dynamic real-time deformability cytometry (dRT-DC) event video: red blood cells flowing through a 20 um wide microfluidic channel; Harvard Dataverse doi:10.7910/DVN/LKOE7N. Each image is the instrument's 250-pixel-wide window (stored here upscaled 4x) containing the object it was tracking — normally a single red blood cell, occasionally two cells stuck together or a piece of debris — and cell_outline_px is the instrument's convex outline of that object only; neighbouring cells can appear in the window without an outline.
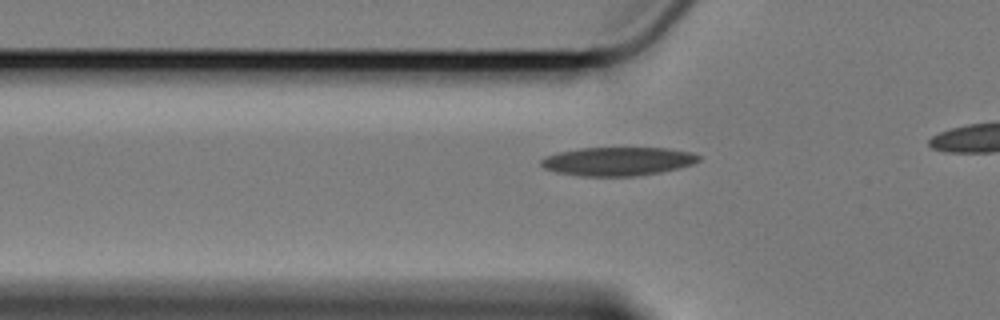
{"species": "Egyptian fruit bat (a non-hibernating species)", "species_latin": "Rousettus aegyptiacus", "temperature_condition": "cold", "stored_images_in_passage": 38, "camera_frame_rate_fps": 3000, "um_per_image_px": 0.085, "animal": {"sex": "female"}, "frame": {"image": 1, "passage_image": 9, "time_ms": 2.667, "image_size_px": [1000, 320], "cell_outline_px": [[700, 160], [692, 164], [660, 172], [636, 176], [580, 176], [556, 172], [544, 168], [540, 164], [540, 160], [544, 156], [560, 152], [580, 148], [668, 148], [692, 152], [700, 156]], "centroid_in_image_um": [52.49, 13.71], "position_along_channel_um": 73.3, "area_um2": 26.24}}
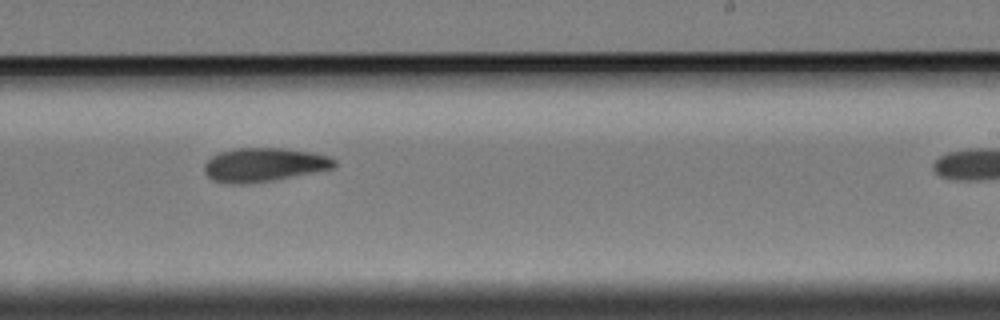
{"frame": {"image": 2, "passage_image": 26, "time_ms": 8.333, "image_size_px": [1000, 320], "cell_outline_px": [[336, 164], [332, 168], [272, 180], [248, 184], [228, 184], [212, 180], [204, 172], [204, 164], [212, 156], [220, 152], [236, 148], [284, 148], [312, 152], [328, 156], [336, 160]], "centroid_in_image_um": [22.39, 14.0], "position_along_channel_um": 266.6, "area_um2": 25.49}}
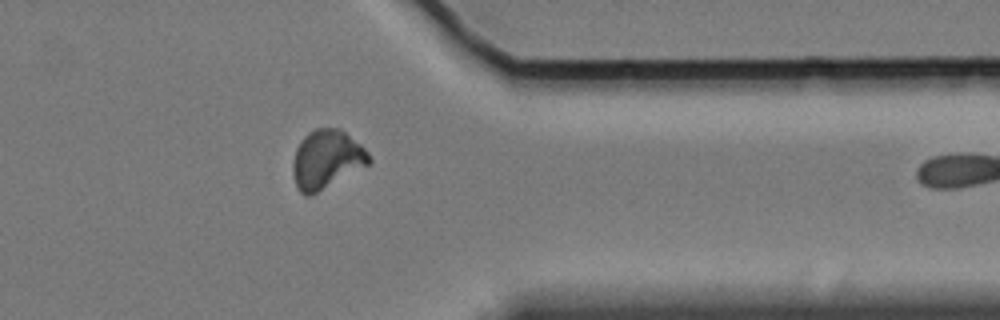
{"frame": {"image": 3, "passage_image": 37, "time_ms": 12.0, "image_size_px": [1000, 320], "cell_outline_px": [[372, 160], [368, 164], [312, 196], [304, 196], [296, 188], [292, 172], [292, 164], [296, 148], [300, 140], [308, 132], [316, 128], [340, 128], [360, 144], [368, 152]], "centroid_in_image_um": [27.72, 13.56], "position_along_channel_um": 383.7, "area_um2": 26.18}}